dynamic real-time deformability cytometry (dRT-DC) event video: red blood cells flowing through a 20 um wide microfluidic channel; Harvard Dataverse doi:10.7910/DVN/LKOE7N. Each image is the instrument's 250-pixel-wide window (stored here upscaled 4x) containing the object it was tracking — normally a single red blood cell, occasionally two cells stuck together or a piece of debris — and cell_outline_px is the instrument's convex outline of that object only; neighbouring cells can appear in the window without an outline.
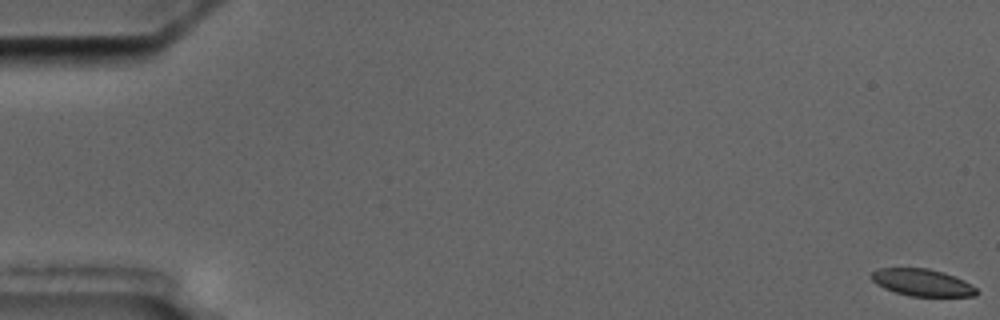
{"species": "common noctule bat (a hibernating species)", "species_latin": "Nyctalus noctula", "temperature_condition": "cold", "stored_images_in_passage": 5, "camera_frame_rate_fps": 3000, "um_per_image_px": 0.085, "animal": {"sex": "male", "body_mass_g": 17.5, "forearm_length_mm": 52.3}, "frame": {"image": 1, "passage_image": 1, "time_ms": 0.0, "image_size_px": [1000, 320], "cell_outline_px": [[980, 292], [976, 296], [912, 296], [896, 292], [884, 288], [876, 284], [872, 280], [872, 272], [876, 268], [928, 268], [944, 272], [964, 280], [972, 284]], "centroid_in_image_um": [78.42, 24.01], "position_along_channel_um": 6.6, "area_um2": 16.65}}
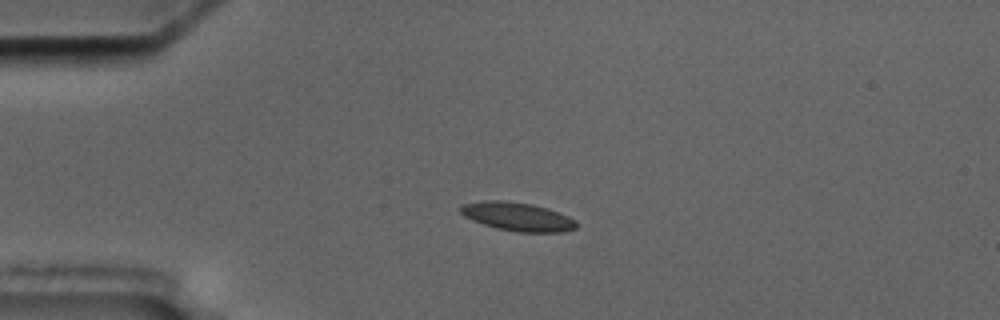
{"frame": {"image": 2, "passage_image": 5, "time_ms": 4.667, "image_size_px": [1000, 320], "cell_outline_px": [[576, 228], [564, 232], [516, 232], [496, 228], [472, 220], [464, 216], [460, 212], [460, 208], [464, 204], [488, 200], [504, 200], [532, 204], [548, 208], [560, 212], [576, 220]], "centroid_in_image_um": [44.02, 18.41], "position_along_channel_um": 41.0, "area_um2": 19.31}}